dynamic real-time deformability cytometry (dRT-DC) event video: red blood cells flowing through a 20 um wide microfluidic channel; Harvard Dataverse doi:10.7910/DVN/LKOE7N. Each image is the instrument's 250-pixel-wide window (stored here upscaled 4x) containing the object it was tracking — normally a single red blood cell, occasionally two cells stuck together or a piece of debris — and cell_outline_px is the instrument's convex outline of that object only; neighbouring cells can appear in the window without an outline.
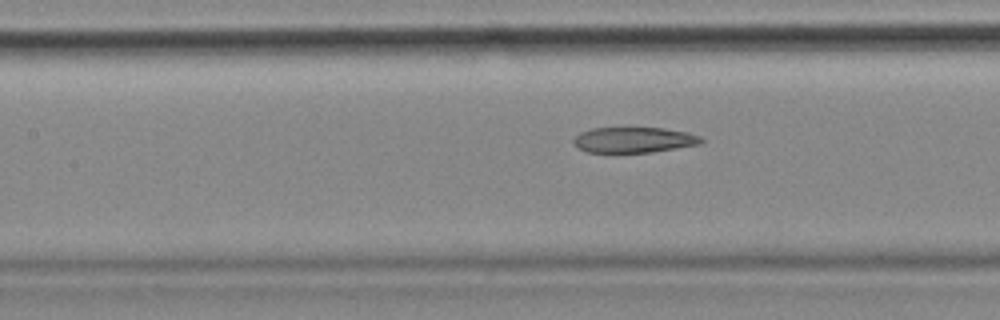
{"species": "common noctule bat (a hibernating species)", "species_latin": "Nyctalus noctula", "temperature_condition": "cold", "stored_images_in_passage": 55, "camera_frame_rate_fps": 3000, "um_per_image_px": 0.085, "animal": {"sex": "female", "body_mass_g": 18.4}, "frame": {"image": 1, "passage_image": 24, "time_ms": 7.667, "image_size_px": [1000, 320], "cell_outline_px": [[704, 144], [652, 152], [588, 152], [580, 148], [572, 140], [580, 132], [592, 128], [664, 128], [688, 132], [700, 136], [704, 140]], "centroid_in_image_um": [53.95, 11.89], "position_along_channel_um": 153.4, "area_um2": 19.02}, "authors_computed_cell_mechanics": {"area_um2": 21.9062, "velocity_mm_per_s": 3.563, "shape_relaxation_time_tau1_ms": null, "shape_relaxation_time_tau2_ms": 3.9266, "deformation_change_tau1": null, "deformation_change_tau2": 0.1267}}